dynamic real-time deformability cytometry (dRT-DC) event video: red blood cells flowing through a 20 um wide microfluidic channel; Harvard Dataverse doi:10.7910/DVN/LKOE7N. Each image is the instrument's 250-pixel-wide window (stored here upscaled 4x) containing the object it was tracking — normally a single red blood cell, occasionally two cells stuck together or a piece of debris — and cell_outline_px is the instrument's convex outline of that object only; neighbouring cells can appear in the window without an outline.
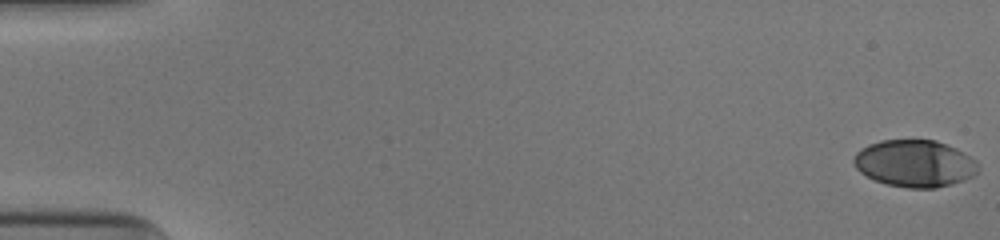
{"species": "human", "species_latin": "Homo sapiens", "temperature_condition": "cold", "stored_images_in_passage": 53, "camera_frame_rate_fps": 3000, "um_per_image_px": 0.085, "donor": {"sex": "male"}, "frame": {"image": 1, "passage_image": 1, "time_ms": 0.0, "image_size_px": [1000, 240], "cell_outline_px": [[976, 172], [972, 176], [964, 180], [952, 184], [936, 188], [908, 188], [884, 184], [860, 172], [856, 168], [852, 160], [856, 152], [860, 148], [868, 144], [880, 140], [936, 140], [956, 148], [976, 160]], "centroid_in_image_um": [77.71, 13.89], "position_along_channel_um": 7.3, "area_um2": 34.1}}
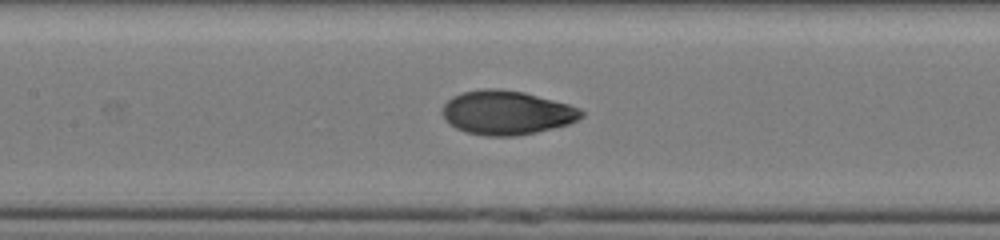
{"frame": {"image": 2, "passage_image": 26, "time_ms": 8.333, "image_size_px": [1000, 240], "cell_outline_px": [[584, 116], [568, 124], [536, 132], [516, 136], [484, 136], [464, 132], [456, 128], [440, 112], [444, 104], [452, 96], [464, 92], [484, 88], [500, 88], [524, 92], [568, 104], [580, 108], [584, 112]], "centroid_in_image_um": [43.06, 9.57], "position_along_channel_um": 164.3, "area_um2": 35.66}}
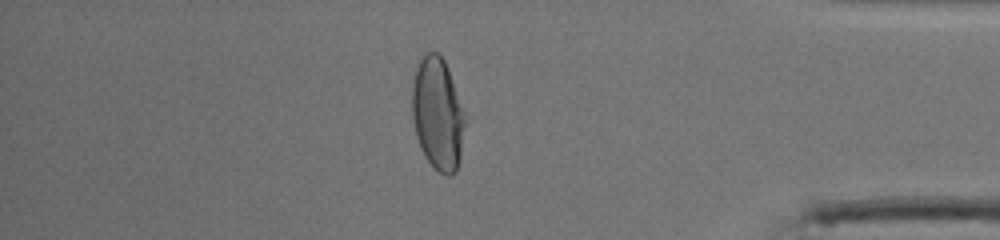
{"frame": {"image": 3, "passage_image": 46, "time_ms": 15.0, "image_size_px": [1000, 240], "cell_outline_px": [[468, 120], [460, 156], [456, 172], [452, 176], [444, 176], [424, 156], [420, 148], [416, 136], [412, 116], [412, 84], [416, 68], [420, 60], [428, 52], [436, 52], [444, 60], [468, 116]], "centroid_in_image_um": [37.24, 9.71], "position_along_channel_um": 398.0, "area_um2": 35.26}, "authors_computed_cell_mechanics": {"area_um2": 34.969, "velocity_mm_per_s": 3.9477, "shape_relaxation_time_tau1_ms": 3.9051, "shape_relaxation_time_tau2_ms": 0.8719, "deformation_change_tau1": 0.1911, "deformation_change_tau2": 0.045}}